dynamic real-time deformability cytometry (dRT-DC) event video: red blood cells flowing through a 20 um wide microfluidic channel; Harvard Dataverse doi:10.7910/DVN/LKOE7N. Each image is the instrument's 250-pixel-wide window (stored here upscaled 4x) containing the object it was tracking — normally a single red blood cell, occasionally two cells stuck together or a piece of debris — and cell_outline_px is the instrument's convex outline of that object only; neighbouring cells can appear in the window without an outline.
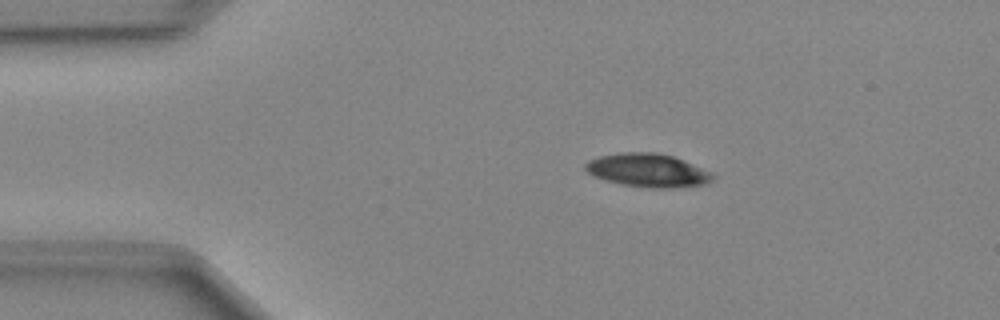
{"species": "Egyptian fruit bat (a non-hibernating species)", "species_latin": "Rousettus aegyptiacus", "temperature_condition": "cold", "stored_images_in_passage": 41, "camera_frame_rate_fps": 3000, "um_per_image_px": 0.085, "animal": {"sex": "female"}, "frame": {"image": 1, "passage_image": 1, "time_ms": 0.0, "image_size_px": [1000, 320], "cell_outline_px": [[716, 176], [712, 180], [704, 184], [668, 188], [652, 188], [620, 184], [596, 176], [588, 172], [584, 168], [584, 164], [588, 160], [600, 156], [620, 152], [656, 152], [672, 156], [712, 172]], "centroid_in_image_um": [55.06, 14.47], "position_along_channel_um": 29.9, "area_um2": 24.57}}
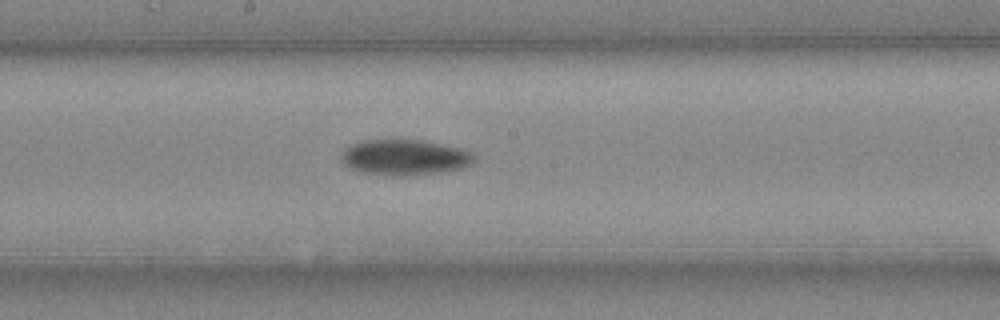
{"frame": {"image": 2, "passage_image": 18, "time_ms": 5.667, "image_size_px": [1000, 320], "cell_outline_px": [[472, 160], [468, 164], [460, 168], [444, 172], [400, 176], [384, 176], [360, 172], [344, 164], [340, 160], [340, 156], [344, 148], [360, 140], [424, 140], [460, 148], [468, 152], [472, 156]], "centroid_in_image_um": [34.29, 13.38], "position_along_channel_um": 213.9, "area_um2": 27.51}}
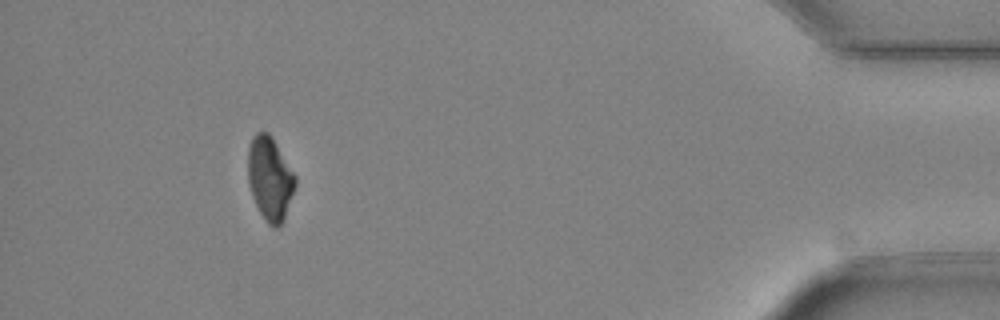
{"frame": {"image": 3, "passage_image": 37, "time_ms": 12.0, "image_size_px": [1000, 320], "cell_outline_px": [[296, 184], [284, 220], [276, 228], [268, 224], [260, 212], [252, 196], [248, 180], [248, 148], [252, 136], [256, 132], [268, 132], [272, 136], [296, 176]], "centroid_in_image_um": [22.94, 15.15], "position_along_channel_um": 412.3, "area_um2": 23.0}}